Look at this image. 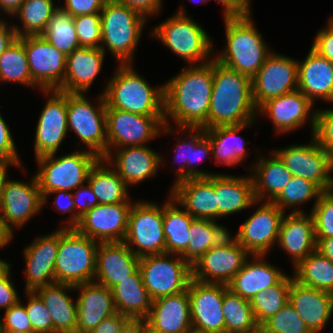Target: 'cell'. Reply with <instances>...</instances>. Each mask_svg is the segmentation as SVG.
Listing matches in <instances>:
<instances>
[{"label":"cell","instance_id":"1","mask_svg":"<svg viewBox=\"0 0 333 333\" xmlns=\"http://www.w3.org/2000/svg\"><path fill=\"white\" fill-rule=\"evenodd\" d=\"M214 73V58L188 65L164 83V119H173L178 128L207 129Z\"/></svg>","mask_w":333,"mask_h":333},{"label":"cell","instance_id":"2","mask_svg":"<svg viewBox=\"0 0 333 333\" xmlns=\"http://www.w3.org/2000/svg\"><path fill=\"white\" fill-rule=\"evenodd\" d=\"M258 117L252 96L251 78L214 59L207 129L249 123Z\"/></svg>","mask_w":333,"mask_h":333},{"label":"cell","instance_id":"3","mask_svg":"<svg viewBox=\"0 0 333 333\" xmlns=\"http://www.w3.org/2000/svg\"><path fill=\"white\" fill-rule=\"evenodd\" d=\"M106 85L102 93L107 108L146 116H164V84L152 87L132 64H119Z\"/></svg>","mask_w":333,"mask_h":333},{"label":"cell","instance_id":"4","mask_svg":"<svg viewBox=\"0 0 333 333\" xmlns=\"http://www.w3.org/2000/svg\"><path fill=\"white\" fill-rule=\"evenodd\" d=\"M252 14L224 17L226 46L214 59L252 78L272 53L253 24ZM218 56V57H217Z\"/></svg>","mask_w":333,"mask_h":333},{"label":"cell","instance_id":"5","mask_svg":"<svg viewBox=\"0 0 333 333\" xmlns=\"http://www.w3.org/2000/svg\"><path fill=\"white\" fill-rule=\"evenodd\" d=\"M101 46L111 52L119 64H133L135 49L147 19L116 0H106L100 12Z\"/></svg>","mask_w":333,"mask_h":333},{"label":"cell","instance_id":"6","mask_svg":"<svg viewBox=\"0 0 333 333\" xmlns=\"http://www.w3.org/2000/svg\"><path fill=\"white\" fill-rule=\"evenodd\" d=\"M186 14L181 5L178 12L154 27L150 35L184 59L188 65L211 61L213 42L207 31Z\"/></svg>","mask_w":333,"mask_h":333},{"label":"cell","instance_id":"7","mask_svg":"<svg viewBox=\"0 0 333 333\" xmlns=\"http://www.w3.org/2000/svg\"><path fill=\"white\" fill-rule=\"evenodd\" d=\"M99 242L60 227V242L55 262V282L77 285L94 282Z\"/></svg>","mask_w":333,"mask_h":333},{"label":"cell","instance_id":"8","mask_svg":"<svg viewBox=\"0 0 333 333\" xmlns=\"http://www.w3.org/2000/svg\"><path fill=\"white\" fill-rule=\"evenodd\" d=\"M56 153L37 157L35 174L42 197L56 190L72 191L87 183L90 169L99 157L83 148L55 157Z\"/></svg>","mask_w":333,"mask_h":333},{"label":"cell","instance_id":"9","mask_svg":"<svg viewBox=\"0 0 333 333\" xmlns=\"http://www.w3.org/2000/svg\"><path fill=\"white\" fill-rule=\"evenodd\" d=\"M85 94L67 93V125L85 144L87 151L99 158L107 155L106 102L103 93L98 95L97 106ZM95 105V106H94Z\"/></svg>","mask_w":333,"mask_h":333},{"label":"cell","instance_id":"10","mask_svg":"<svg viewBox=\"0 0 333 333\" xmlns=\"http://www.w3.org/2000/svg\"><path fill=\"white\" fill-rule=\"evenodd\" d=\"M164 116H146L119 109L106 108L107 154L112 149L147 145L162 134H172Z\"/></svg>","mask_w":333,"mask_h":333},{"label":"cell","instance_id":"11","mask_svg":"<svg viewBox=\"0 0 333 333\" xmlns=\"http://www.w3.org/2000/svg\"><path fill=\"white\" fill-rule=\"evenodd\" d=\"M139 269L152 300L186 291L192 279V266L178 254L140 257Z\"/></svg>","mask_w":333,"mask_h":333},{"label":"cell","instance_id":"12","mask_svg":"<svg viewBox=\"0 0 333 333\" xmlns=\"http://www.w3.org/2000/svg\"><path fill=\"white\" fill-rule=\"evenodd\" d=\"M123 242L138 257L166 253L163 204L142 200L133 203Z\"/></svg>","mask_w":333,"mask_h":333},{"label":"cell","instance_id":"13","mask_svg":"<svg viewBox=\"0 0 333 333\" xmlns=\"http://www.w3.org/2000/svg\"><path fill=\"white\" fill-rule=\"evenodd\" d=\"M250 255L229 233L192 265V278L204 283L228 285Z\"/></svg>","mask_w":333,"mask_h":333},{"label":"cell","instance_id":"14","mask_svg":"<svg viewBox=\"0 0 333 333\" xmlns=\"http://www.w3.org/2000/svg\"><path fill=\"white\" fill-rule=\"evenodd\" d=\"M293 176L311 180L323 191L333 190V157L312 137L308 145H294L275 150Z\"/></svg>","mask_w":333,"mask_h":333},{"label":"cell","instance_id":"15","mask_svg":"<svg viewBox=\"0 0 333 333\" xmlns=\"http://www.w3.org/2000/svg\"><path fill=\"white\" fill-rule=\"evenodd\" d=\"M252 96L258 108L268 99L298 89V60L272 52L251 78Z\"/></svg>","mask_w":333,"mask_h":333},{"label":"cell","instance_id":"16","mask_svg":"<svg viewBox=\"0 0 333 333\" xmlns=\"http://www.w3.org/2000/svg\"><path fill=\"white\" fill-rule=\"evenodd\" d=\"M285 213L270 201H264L239 227L234 238L251 255H266L276 245Z\"/></svg>","mask_w":333,"mask_h":333},{"label":"cell","instance_id":"17","mask_svg":"<svg viewBox=\"0 0 333 333\" xmlns=\"http://www.w3.org/2000/svg\"><path fill=\"white\" fill-rule=\"evenodd\" d=\"M47 101L38 118L35 137V158L56 153L67 136V93L56 89L42 90Z\"/></svg>","mask_w":333,"mask_h":333},{"label":"cell","instance_id":"18","mask_svg":"<svg viewBox=\"0 0 333 333\" xmlns=\"http://www.w3.org/2000/svg\"><path fill=\"white\" fill-rule=\"evenodd\" d=\"M192 330L201 333H225L223 316L224 284L191 279L188 284Z\"/></svg>","mask_w":333,"mask_h":333},{"label":"cell","instance_id":"19","mask_svg":"<svg viewBox=\"0 0 333 333\" xmlns=\"http://www.w3.org/2000/svg\"><path fill=\"white\" fill-rule=\"evenodd\" d=\"M132 202L98 204L80 217L74 229L99 243L124 241Z\"/></svg>","mask_w":333,"mask_h":333},{"label":"cell","instance_id":"20","mask_svg":"<svg viewBox=\"0 0 333 333\" xmlns=\"http://www.w3.org/2000/svg\"><path fill=\"white\" fill-rule=\"evenodd\" d=\"M32 80L42 89H57L64 80L67 55L59 51L41 35L24 36Z\"/></svg>","mask_w":333,"mask_h":333},{"label":"cell","instance_id":"21","mask_svg":"<svg viewBox=\"0 0 333 333\" xmlns=\"http://www.w3.org/2000/svg\"><path fill=\"white\" fill-rule=\"evenodd\" d=\"M31 181L9 179L0 202V219L14 233L43 208V197L35 174Z\"/></svg>","mask_w":333,"mask_h":333},{"label":"cell","instance_id":"22","mask_svg":"<svg viewBox=\"0 0 333 333\" xmlns=\"http://www.w3.org/2000/svg\"><path fill=\"white\" fill-rule=\"evenodd\" d=\"M300 90L268 99L257 108V114L268 116L277 134L290 133L305 125L308 119L312 132L316 108ZM312 110V111H311Z\"/></svg>","mask_w":333,"mask_h":333},{"label":"cell","instance_id":"23","mask_svg":"<svg viewBox=\"0 0 333 333\" xmlns=\"http://www.w3.org/2000/svg\"><path fill=\"white\" fill-rule=\"evenodd\" d=\"M60 242V228L39 236L24 249L25 292L35 291L55 282V262Z\"/></svg>","mask_w":333,"mask_h":333},{"label":"cell","instance_id":"24","mask_svg":"<svg viewBox=\"0 0 333 333\" xmlns=\"http://www.w3.org/2000/svg\"><path fill=\"white\" fill-rule=\"evenodd\" d=\"M104 159L106 164L114 166L128 187L154 177L158 168L165 162L162 154L147 145L112 149Z\"/></svg>","mask_w":333,"mask_h":333},{"label":"cell","instance_id":"25","mask_svg":"<svg viewBox=\"0 0 333 333\" xmlns=\"http://www.w3.org/2000/svg\"><path fill=\"white\" fill-rule=\"evenodd\" d=\"M140 257L122 242H101L97 247L94 282L110 290L139 269Z\"/></svg>","mask_w":333,"mask_h":333},{"label":"cell","instance_id":"26","mask_svg":"<svg viewBox=\"0 0 333 333\" xmlns=\"http://www.w3.org/2000/svg\"><path fill=\"white\" fill-rule=\"evenodd\" d=\"M170 194L194 219L217 221L215 175L182 180L172 186Z\"/></svg>","mask_w":333,"mask_h":333},{"label":"cell","instance_id":"27","mask_svg":"<svg viewBox=\"0 0 333 333\" xmlns=\"http://www.w3.org/2000/svg\"><path fill=\"white\" fill-rule=\"evenodd\" d=\"M145 321L148 328L158 333H188L191 331L188 289L153 300Z\"/></svg>","mask_w":333,"mask_h":333},{"label":"cell","instance_id":"28","mask_svg":"<svg viewBox=\"0 0 333 333\" xmlns=\"http://www.w3.org/2000/svg\"><path fill=\"white\" fill-rule=\"evenodd\" d=\"M289 302L312 333H321L333 313V294L300 284L294 278Z\"/></svg>","mask_w":333,"mask_h":333},{"label":"cell","instance_id":"29","mask_svg":"<svg viewBox=\"0 0 333 333\" xmlns=\"http://www.w3.org/2000/svg\"><path fill=\"white\" fill-rule=\"evenodd\" d=\"M79 291L77 300V327L75 333H89L105 318L115 314L112 291L96 282L74 285Z\"/></svg>","mask_w":333,"mask_h":333},{"label":"cell","instance_id":"30","mask_svg":"<svg viewBox=\"0 0 333 333\" xmlns=\"http://www.w3.org/2000/svg\"><path fill=\"white\" fill-rule=\"evenodd\" d=\"M314 219L310 214H284L277 244L289 253L294 268L309 254L316 250Z\"/></svg>","mask_w":333,"mask_h":333},{"label":"cell","instance_id":"31","mask_svg":"<svg viewBox=\"0 0 333 333\" xmlns=\"http://www.w3.org/2000/svg\"><path fill=\"white\" fill-rule=\"evenodd\" d=\"M298 90L313 104L316 99L333 103V62L310 48L298 61Z\"/></svg>","mask_w":333,"mask_h":333},{"label":"cell","instance_id":"32","mask_svg":"<svg viewBox=\"0 0 333 333\" xmlns=\"http://www.w3.org/2000/svg\"><path fill=\"white\" fill-rule=\"evenodd\" d=\"M105 52L100 48L79 47L67 55L63 83L56 89L65 93H87L100 73Z\"/></svg>","mask_w":333,"mask_h":333},{"label":"cell","instance_id":"33","mask_svg":"<svg viewBox=\"0 0 333 333\" xmlns=\"http://www.w3.org/2000/svg\"><path fill=\"white\" fill-rule=\"evenodd\" d=\"M215 195L217 220L260 203L255 198L250 173L241 177L223 173L215 174Z\"/></svg>","mask_w":333,"mask_h":333},{"label":"cell","instance_id":"34","mask_svg":"<svg viewBox=\"0 0 333 333\" xmlns=\"http://www.w3.org/2000/svg\"><path fill=\"white\" fill-rule=\"evenodd\" d=\"M242 269L228 284V288L244 299L251 300L258 292L276 285L285 275L284 272L268 263L266 255H251Z\"/></svg>","mask_w":333,"mask_h":333},{"label":"cell","instance_id":"35","mask_svg":"<svg viewBox=\"0 0 333 333\" xmlns=\"http://www.w3.org/2000/svg\"><path fill=\"white\" fill-rule=\"evenodd\" d=\"M74 285L54 282L36 289L53 321V333H75L77 327V300L69 295ZM68 294H67V293Z\"/></svg>","mask_w":333,"mask_h":333},{"label":"cell","instance_id":"36","mask_svg":"<svg viewBox=\"0 0 333 333\" xmlns=\"http://www.w3.org/2000/svg\"><path fill=\"white\" fill-rule=\"evenodd\" d=\"M185 133L188 131L187 140L178 138V144L175 147L174 152L176 161L180 162V168L175 170L176 179L174 184L189 178L197 177H210L215 173L205 172L202 169H195L194 166L197 163L203 161L206 156L212 158L210 139L205 135V129L203 128H178ZM189 137V138H188ZM180 143V144H179ZM185 165V167L183 166Z\"/></svg>","mask_w":333,"mask_h":333},{"label":"cell","instance_id":"37","mask_svg":"<svg viewBox=\"0 0 333 333\" xmlns=\"http://www.w3.org/2000/svg\"><path fill=\"white\" fill-rule=\"evenodd\" d=\"M271 154L268 158L259 156L249 171L255 198L260 202L271 201L280 190L285 188L293 176L282 160L274 152Z\"/></svg>","mask_w":333,"mask_h":333},{"label":"cell","instance_id":"38","mask_svg":"<svg viewBox=\"0 0 333 333\" xmlns=\"http://www.w3.org/2000/svg\"><path fill=\"white\" fill-rule=\"evenodd\" d=\"M253 123L255 121L205 129V135L210 139L211 157L215 159L216 165L235 166L247 158V142L238 133Z\"/></svg>","mask_w":333,"mask_h":333},{"label":"cell","instance_id":"39","mask_svg":"<svg viewBox=\"0 0 333 333\" xmlns=\"http://www.w3.org/2000/svg\"><path fill=\"white\" fill-rule=\"evenodd\" d=\"M111 291L117 312L131 319H145L148 316L153 300L144 286L140 269L115 285Z\"/></svg>","mask_w":333,"mask_h":333},{"label":"cell","instance_id":"40","mask_svg":"<svg viewBox=\"0 0 333 333\" xmlns=\"http://www.w3.org/2000/svg\"><path fill=\"white\" fill-rule=\"evenodd\" d=\"M104 163L105 159L99 158L90 169L87 177V183L97 197L99 204L131 202L126 183L116 170H113L112 165L106 166Z\"/></svg>","mask_w":333,"mask_h":333},{"label":"cell","instance_id":"41","mask_svg":"<svg viewBox=\"0 0 333 333\" xmlns=\"http://www.w3.org/2000/svg\"><path fill=\"white\" fill-rule=\"evenodd\" d=\"M180 207L171 194L163 204L166 253L181 255L187 249L190 241V225L194 218Z\"/></svg>","mask_w":333,"mask_h":333},{"label":"cell","instance_id":"42","mask_svg":"<svg viewBox=\"0 0 333 333\" xmlns=\"http://www.w3.org/2000/svg\"><path fill=\"white\" fill-rule=\"evenodd\" d=\"M229 233L214 220L194 219L190 225L188 247L180 256L192 266Z\"/></svg>","mask_w":333,"mask_h":333},{"label":"cell","instance_id":"43","mask_svg":"<svg viewBox=\"0 0 333 333\" xmlns=\"http://www.w3.org/2000/svg\"><path fill=\"white\" fill-rule=\"evenodd\" d=\"M293 269L300 284L333 294V262L319 251L314 250Z\"/></svg>","mask_w":333,"mask_h":333},{"label":"cell","instance_id":"44","mask_svg":"<svg viewBox=\"0 0 333 333\" xmlns=\"http://www.w3.org/2000/svg\"><path fill=\"white\" fill-rule=\"evenodd\" d=\"M0 82H15L31 88L38 87L31 77L27 54L24 48V36L16 41L0 57Z\"/></svg>","mask_w":333,"mask_h":333},{"label":"cell","instance_id":"45","mask_svg":"<svg viewBox=\"0 0 333 333\" xmlns=\"http://www.w3.org/2000/svg\"><path fill=\"white\" fill-rule=\"evenodd\" d=\"M54 0H25L19 10L13 15L21 20L22 28L13 25L18 37L26 35H41L52 16L59 7Z\"/></svg>","mask_w":333,"mask_h":333},{"label":"cell","instance_id":"46","mask_svg":"<svg viewBox=\"0 0 333 333\" xmlns=\"http://www.w3.org/2000/svg\"><path fill=\"white\" fill-rule=\"evenodd\" d=\"M222 309L225 333H247L257 324L250 301L235 294L225 284Z\"/></svg>","mask_w":333,"mask_h":333},{"label":"cell","instance_id":"47","mask_svg":"<svg viewBox=\"0 0 333 333\" xmlns=\"http://www.w3.org/2000/svg\"><path fill=\"white\" fill-rule=\"evenodd\" d=\"M41 36L65 55H69L75 49L81 47L78 42L74 19L61 7H58L52 13Z\"/></svg>","mask_w":333,"mask_h":333},{"label":"cell","instance_id":"48","mask_svg":"<svg viewBox=\"0 0 333 333\" xmlns=\"http://www.w3.org/2000/svg\"><path fill=\"white\" fill-rule=\"evenodd\" d=\"M293 278L286 274L276 285L251 298L250 305L257 324H263L289 301V288Z\"/></svg>","mask_w":333,"mask_h":333},{"label":"cell","instance_id":"49","mask_svg":"<svg viewBox=\"0 0 333 333\" xmlns=\"http://www.w3.org/2000/svg\"><path fill=\"white\" fill-rule=\"evenodd\" d=\"M324 191L314 182L298 176H292L289 183L280 190V192L270 201L278 206L284 213L286 208L291 207V213H304L302 209L303 203L309 200L316 202ZM300 206V207H299Z\"/></svg>","mask_w":333,"mask_h":333},{"label":"cell","instance_id":"50","mask_svg":"<svg viewBox=\"0 0 333 333\" xmlns=\"http://www.w3.org/2000/svg\"><path fill=\"white\" fill-rule=\"evenodd\" d=\"M263 324L272 333H312L289 301Z\"/></svg>","mask_w":333,"mask_h":333},{"label":"cell","instance_id":"51","mask_svg":"<svg viewBox=\"0 0 333 333\" xmlns=\"http://www.w3.org/2000/svg\"><path fill=\"white\" fill-rule=\"evenodd\" d=\"M310 213L314 219L315 238L333 237V190L324 191Z\"/></svg>","mask_w":333,"mask_h":333},{"label":"cell","instance_id":"52","mask_svg":"<svg viewBox=\"0 0 333 333\" xmlns=\"http://www.w3.org/2000/svg\"><path fill=\"white\" fill-rule=\"evenodd\" d=\"M81 47L100 48L101 46V20L100 13L79 15L73 17Z\"/></svg>","mask_w":333,"mask_h":333},{"label":"cell","instance_id":"53","mask_svg":"<svg viewBox=\"0 0 333 333\" xmlns=\"http://www.w3.org/2000/svg\"><path fill=\"white\" fill-rule=\"evenodd\" d=\"M25 294L28 297L25 309L33 327V332L53 333V321L42 299L34 291H28Z\"/></svg>","mask_w":333,"mask_h":333},{"label":"cell","instance_id":"54","mask_svg":"<svg viewBox=\"0 0 333 333\" xmlns=\"http://www.w3.org/2000/svg\"><path fill=\"white\" fill-rule=\"evenodd\" d=\"M311 136L333 157V109H316Z\"/></svg>","mask_w":333,"mask_h":333},{"label":"cell","instance_id":"55","mask_svg":"<svg viewBox=\"0 0 333 333\" xmlns=\"http://www.w3.org/2000/svg\"><path fill=\"white\" fill-rule=\"evenodd\" d=\"M0 319V329L19 330L23 332H33V327L27 315L25 304L21 300L4 311Z\"/></svg>","mask_w":333,"mask_h":333},{"label":"cell","instance_id":"56","mask_svg":"<svg viewBox=\"0 0 333 333\" xmlns=\"http://www.w3.org/2000/svg\"><path fill=\"white\" fill-rule=\"evenodd\" d=\"M11 265L7 263L0 270V309H8L17 304L21 298L19 297L14 283L11 280Z\"/></svg>","mask_w":333,"mask_h":333},{"label":"cell","instance_id":"57","mask_svg":"<svg viewBox=\"0 0 333 333\" xmlns=\"http://www.w3.org/2000/svg\"><path fill=\"white\" fill-rule=\"evenodd\" d=\"M56 195L54 201V207L58 212L61 213H72L70 218H68L67 225L61 226V228H74L75 227V204L73 200L72 191L56 190L51 191L43 196V207L48 202V197L50 195ZM69 223V224H68Z\"/></svg>","mask_w":333,"mask_h":333},{"label":"cell","instance_id":"58","mask_svg":"<svg viewBox=\"0 0 333 333\" xmlns=\"http://www.w3.org/2000/svg\"><path fill=\"white\" fill-rule=\"evenodd\" d=\"M73 200L75 204V226L78 224L80 217L99 204L88 183L77 187L73 193Z\"/></svg>","mask_w":333,"mask_h":333},{"label":"cell","instance_id":"59","mask_svg":"<svg viewBox=\"0 0 333 333\" xmlns=\"http://www.w3.org/2000/svg\"><path fill=\"white\" fill-rule=\"evenodd\" d=\"M17 151L10 128L0 113V160L22 161Z\"/></svg>","mask_w":333,"mask_h":333},{"label":"cell","instance_id":"60","mask_svg":"<svg viewBox=\"0 0 333 333\" xmlns=\"http://www.w3.org/2000/svg\"><path fill=\"white\" fill-rule=\"evenodd\" d=\"M106 0H65L64 6H60L72 17L100 13Z\"/></svg>","mask_w":333,"mask_h":333},{"label":"cell","instance_id":"61","mask_svg":"<svg viewBox=\"0 0 333 333\" xmlns=\"http://www.w3.org/2000/svg\"><path fill=\"white\" fill-rule=\"evenodd\" d=\"M311 48L322 57L333 62V31L325 26L317 32Z\"/></svg>","mask_w":333,"mask_h":333},{"label":"cell","instance_id":"62","mask_svg":"<svg viewBox=\"0 0 333 333\" xmlns=\"http://www.w3.org/2000/svg\"><path fill=\"white\" fill-rule=\"evenodd\" d=\"M120 3H123L124 5H127L128 7L136 10L140 14H142L147 20L148 17H151L152 15H159V12H161V7L163 6L162 0H116Z\"/></svg>","mask_w":333,"mask_h":333},{"label":"cell","instance_id":"63","mask_svg":"<svg viewBox=\"0 0 333 333\" xmlns=\"http://www.w3.org/2000/svg\"><path fill=\"white\" fill-rule=\"evenodd\" d=\"M211 1V0H210ZM223 5L224 17H242L251 14L250 0H216Z\"/></svg>","mask_w":333,"mask_h":333},{"label":"cell","instance_id":"64","mask_svg":"<svg viewBox=\"0 0 333 333\" xmlns=\"http://www.w3.org/2000/svg\"><path fill=\"white\" fill-rule=\"evenodd\" d=\"M128 319L129 318L127 316L116 312L115 314L101 321L89 333H119L121 327Z\"/></svg>","mask_w":333,"mask_h":333},{"label":"cell","instance_id":"65","mask_svg":"<svg viewBox=\"0 0 333 333\" xmlns=\"http://www.w3.org/2000/svg\"><path fill=\"white\" fill-rule=\"evenodd\" d=\"M18 38L13 25L0 18V57Z\"/></svg>","mask_w":333,"mask_h":333},{"label":"cell","instance_id":"66","mask_svg":"<svg viewBox=\"0 0 333 333\" xmlns=\"http://www.w3.org/2000/svg\"><path fill=\"white\" fill-rule=\"evenodd\" d=\"M147 323L145 319L129 318L121 327L119 333H145Z\"/></svg>","mask_w":333,"mask_h":333},{"label":"cell","instance_id":"67","mask_svg":"<svg viewBox=\"0 0 333 333\" xmlns=\"http://www.w3.org/2000/svg\"><path fill=\"white\" fill-rule=\"evenodd\" d=\"M9 166L18 167L19 169L22 168L23 171L25 170L23 169L24 167L22 166L21 161L0 160V202L5 185L9 180V178L7 177V171Z\"/></svg>","mask_w":333,"mask_h":333},{"label":"cell","instance_id":"68","mask_svg":"<svg viewBox=\"0 0 333 333\" xmlns=\"http://www.w3.org/2000/svg\"><path fill=\"white\" fill-rule=\"evenodd\" d=\"M316 250L333 262V237L316 239Z\"/></svg>","mask_w":333,"mask_h":333},{"label":"cell","instance_id":"69","mask_svg":"<svg viewBox=\"0 0 333 333\" xmlns=\"http://www.w3.org/2000/svg\"><path fill=\"white\" fill-rule=\"evenodd\" d=\"M24 1L25 0H0V10L12 17L19 10Z\"/></svg>","mask_w":333,"mask_h":333},{"label":"cell","instance_id":"70","mask_svg":"<svg viewBox=\"0 0 333 333\" xmlns=\"http://www.w3.org/2000/svg\"><path fill=\"white\" fill-rule=\"evenodd\" d=\"M14 233L0 219V249L6 247L13 240Z\"/></svg>","mask_w":333,"mask_h":333},{"label":"cell","instance_id":"71","mask_svg":"<svg viewBox=\"0 0 333 333\" xmlns=\"http://www.w3.org/2000/svg\"><path fill=\"white\" fill-rule=\"evenodd\" d=\"M247 333H272L269 331L264 324H256L252 329H250Z\"/></svg>","mask_w":333,"mask_h":333},{"label":"cell","instance_id":"72","mask_svg":"<svg viewBox=\"0 0 333 333\" xmlns=\"http://www.w3.org/2000/svg\"><path fill=\"white\" fill-rule=\"evenodd\" d=\"M0 333H35V332H23L19 330L0 329Z\"/></svg>","mask_w":333,"mask_h":333},{"label":"cell","instance_id":"73","mask_svg":"<svg viewBox=\"0 0 333 333\" xmlns=\"http://www.w3.org/2000/svg\"><path fill=\"white\" fill-rule=\"evenodd\" d=\"M327 26L333 31V16L329 18Z\"/></svg>","mask_w":333,"mask_h":333},{"label":"cell","instance_id":"74","mask_svg":"<svg viewBox=\"0 0 333 333\" xmlns=\"http://www.w3.org/2000/svg\"><path fill=\"white\" fill-rule=\"evenodd\" d=\"M8 262L7 261H5V260H2L1 258H0V270L7 264Z\"/></svg>","mask_w":333,"mask_h":333},{"label":"cell","instance_id":"75","mask_svg":"<svg viewBox=\"0 0 333 333\" xmlns=\"http://www.w3.org/2000/svg\"><path fill=\"white\" fill-rule=\"evenodd\" d=\"M145 333H158V332H155L152 329L147 327L146 330H145Z\"/></svg>","mask_w":333,"mask_h":333},{"label":"cell","instance_id":"76","mask_svg":"<svg viewBox=\"0 0 333 333\" xmlns=\"http://www.w3.org/2000/svg\"><path fill=\"white\" fill-rule=\"evenodd\" d=\"M190 1H194V0H190ZM208 1H210V0H199V1H197V3H206V2H208Z\"/></svg>","mask_w":333,"mask_h":333},{"label":"cell","instance_id":"77","mask_svg":"<svg viewBox=\"0 0 333 333\" xmlns=\"http://www.w3.org/2000/svg\"><path fill=\"white\" fill-rule=\"evenodd\" d=\"M188 333H201V332H197V331H195V330H191V331H189Z\"/></svg>","mask_w":333,"mask_h":333}]
</instances>
